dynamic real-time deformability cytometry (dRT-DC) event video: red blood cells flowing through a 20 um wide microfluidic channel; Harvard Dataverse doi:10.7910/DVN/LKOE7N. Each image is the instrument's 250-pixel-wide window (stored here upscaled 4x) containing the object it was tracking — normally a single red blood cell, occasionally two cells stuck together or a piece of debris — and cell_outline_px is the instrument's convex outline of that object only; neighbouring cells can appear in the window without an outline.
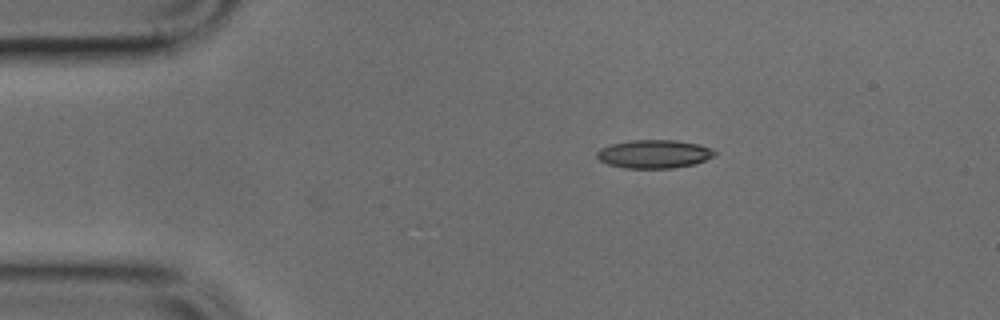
{"species": "common noctule bat (a hibernating species)", "species_latin": "Nyctalus noctula", "temperature_condition": "cold", "stored_images_in_passage": 5, "camera_frame_rate_fps": 3000, "um_per_image_px": 0.085, "animal": {"sex": "male", "body_mass_g": 17.9, "forearm_length_mm": 54.2}, "frame": {"image": 1, "passage_image": 2, "time_ms": 0.333, "image_size_px": [1000, 320], "cell_outline_px": [[716, 156], [696, 164], [672, 168], [624, 168], [608, 164], [600, 160], [596, 156], [596, 152], [600, 148], [612, 144], [632, 140], [672, 140], [700, 144], [716, 152]], "centroid_in_image_um": [55.61, 13.09], "position_along_channel_um": 29.4, "area_um2": 19.48}}
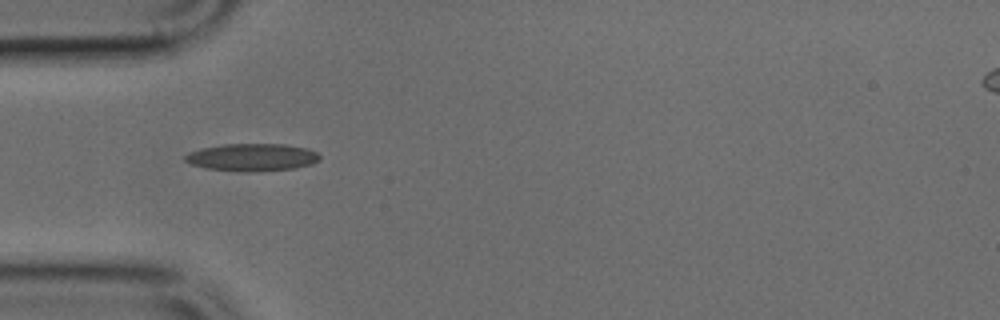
{"frame": {"image": 2, "passage_image": 3, "time_ms": 0.667, "image_size_px": [1000, 320], "cell_outline_px": [[320, 160], [312, 164], [296, 168], [248, 172], [244, 172], [208, 168], [192, 164], [184, 160], [184, 156], [192, 152], [204, 148], [224, 144], [284, 144], [308, 148], [316, 152], [320, 156]], "centroid_in_image_um": [21.49, 13.37], "position_along_channel_um": 63.5, "area_um2": 21.39}}
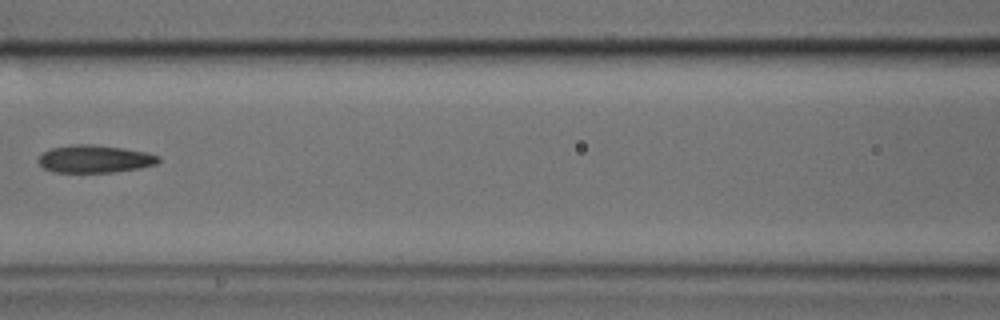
{"frame": {"image": 3, "passage_image": 5, "time_ms": 1.333, "image_size_px": [1000, 320], "cell_outline_px": [[160, 160], [156, 164], [140, 168], [112, 172], [52, 172], [44, 168], [36, 160], [44, 152], [52, 148], [72, 144], [92, 144], [124, 148], [148, 152], [160, 156]], "centroid_in_image_um": [8.07, 13.5], "position_along_channel_um": 158.5, "area_um2": 19.42}}